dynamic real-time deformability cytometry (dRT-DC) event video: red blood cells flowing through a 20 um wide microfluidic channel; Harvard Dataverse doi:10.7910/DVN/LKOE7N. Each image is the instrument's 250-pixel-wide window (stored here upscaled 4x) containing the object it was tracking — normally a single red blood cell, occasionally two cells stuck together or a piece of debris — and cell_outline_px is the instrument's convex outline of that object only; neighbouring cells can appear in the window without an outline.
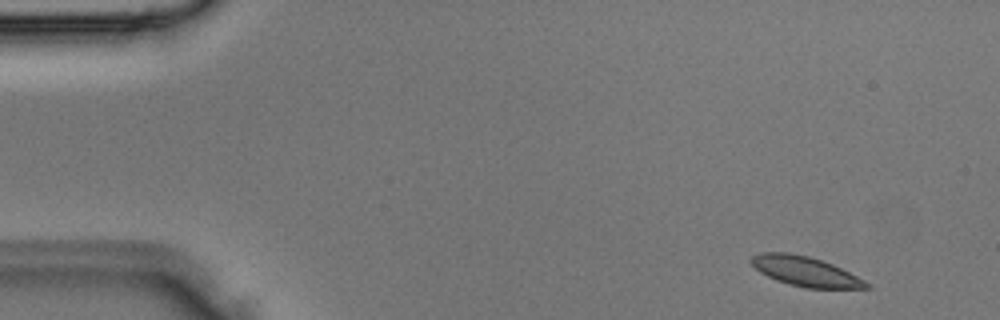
{"species": "Egyptian fruit bat (a non-hibernating species)", "species_latin": "Rousettus aegyptiacus", "temperature_condition": "room temperature", "stored_images_in_passage": 3, "camera_frame_rate_fps": 3000, "um_per_image_px": 0.085, "animal": {"sex": "male"}, "frame": {"image": 1, "passage_image": 1, "time_ms": 0.0, "image_size_px": [1000, 320], "cell_outline_px": [[872, 288], [804, 288], [788, 284], [776, 280], [760, 272], [748, 260], [752, 256], [760, 252], [788, 252], [808, 256], [832, 264], [872, 284]], "centroid_in_image_um": [68.43, 23.07], "position_along_channel_um": 16.6, "area_um2": 19.88}}
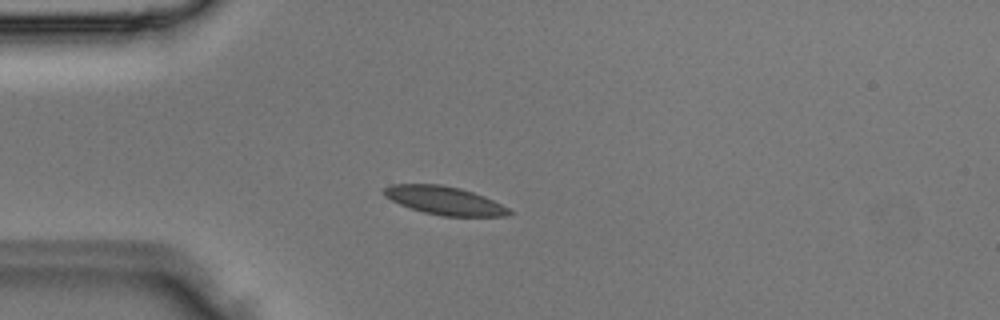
{"frame": {"image": 2, "passage_image": 3, "time_ms": 0.667, "image_size_px": [1000, 320], "cell_outline_px": [[512, 212], [508, 216], [444, 216], [424, 212], [400, 204], [384, 196], [384, 188], [392, 184], [440, 184], [460, 188], [484, 196], [508, 208]], "centroid_in_image_um": [37.78, 17.04], "position_along_channel_um": 47.2, "area_um2": 20.35}}